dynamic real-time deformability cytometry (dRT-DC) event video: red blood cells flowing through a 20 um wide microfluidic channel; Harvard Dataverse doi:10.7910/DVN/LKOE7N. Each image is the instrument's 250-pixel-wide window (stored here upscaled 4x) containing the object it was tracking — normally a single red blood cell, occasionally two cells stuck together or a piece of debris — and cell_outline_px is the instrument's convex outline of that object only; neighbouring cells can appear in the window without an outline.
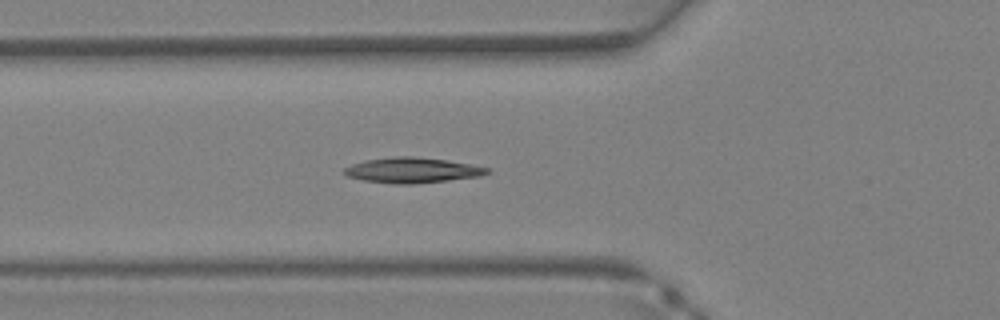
{"species": "Egyptian fruit bat (a non-hibernating species)", "species_latin": "Rousettus aegyptiacus", "temperature_condition": "warm", "stored_images_in_passage": 37, "camera_frame_rate_fps": 3000, "um_per_image_px": 0.085, "animal": {"sex": "female"}, "frame": {"image": 1, "passage_image": 13, "time_ms": 4.0, "image_size_px": [1000, 320], "cell_outline_px": [[492, 172], [480, 176], [448, 180], [412, 184], [396, 184], [364, 180], [348, 176], [344, 172], [344, 168], [352, 164], [364, 160], [392, 156], [412, 156], [444, 160], [472, 164], [492, 168]], "centroid_in_image_um": [35.08, 14.46], "position_along_channel_um": 90.7, "area_um2": 21.1}}
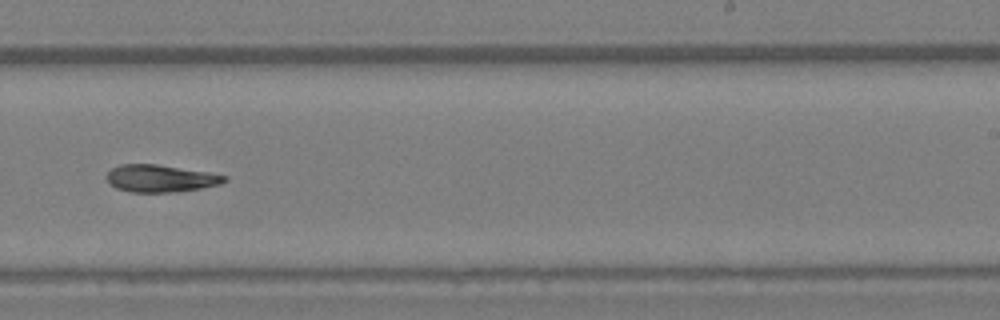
{"frame": {"image": 2, "passage_image": 23, "time_ms": 7.333, "image_size_px": [1000, 320], "cell_outline_px": [[228, 180], [220, 184], [200, 188], [176, 192], [132, 192], [116, 188], [108, 184], [108, 172], [112, 168], [120, 164], [156, 164], [208, 172], [228, 176]], "centroid_in_image_um": [13.65, 15.16], "position_along_channel_um": 275.4, "area_um2": 18.67}}
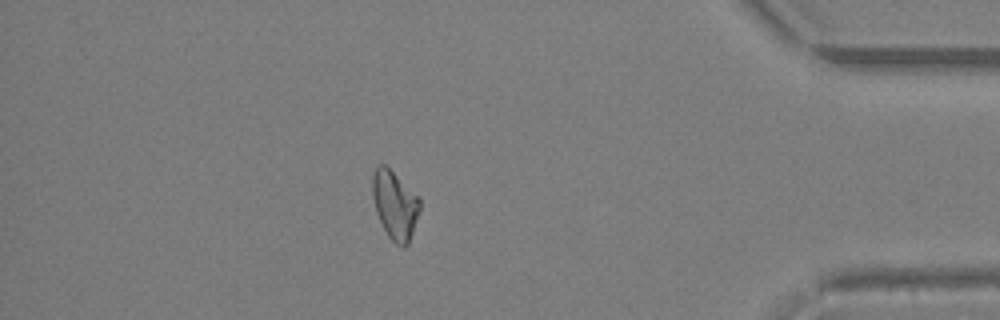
{"frame": {"image": 3, "passage_image": 32, "time_ms": 10.333, "image_size_px": [1000, 320], "cell_outline_px": [[420, 208], [408, 244], [404, 248], [396, 244], [388, 236], [376, 212], [372, 196], [372, 172], [380, 164], [384, 164], [420, 196]], "centroid_in_image_um": [33.56, 17.4], "position_along_channel_um": 401.6, "area_um2": 18.84}}